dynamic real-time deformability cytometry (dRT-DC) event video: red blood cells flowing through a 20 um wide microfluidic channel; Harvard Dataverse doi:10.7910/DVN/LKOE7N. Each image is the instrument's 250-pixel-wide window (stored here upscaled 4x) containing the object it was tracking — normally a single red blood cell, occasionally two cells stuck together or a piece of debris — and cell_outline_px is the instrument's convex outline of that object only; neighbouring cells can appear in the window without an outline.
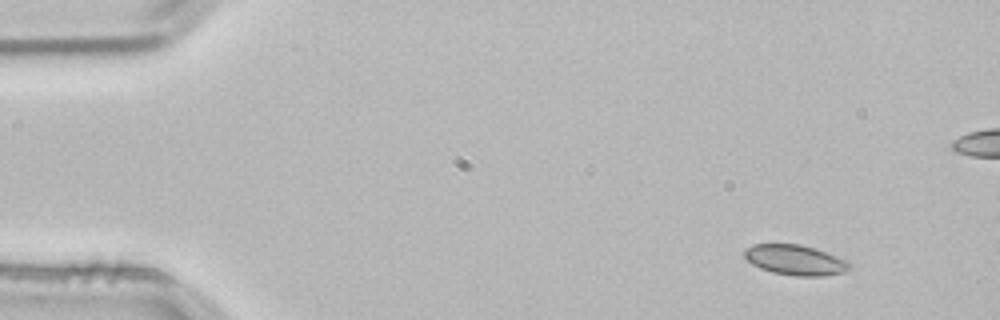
{"species": "common noctule bat (a hibernating species)", "species_latin": "Nyctalus noctula", "temperature_condition": "room temperature", "stored_images_in_passage": 3, "camera_frame_rate_fps": 3000, "um_per_image_px": 0.085, "animal": {"sex": "male", "body_mass_g": 21.5, "forearm_length_mm": 52.0}, "frame": {"image": 1, "passage_image": 1, "time_ms": 0.0, "image_size_px": [1000, 320], "cell_outline_px": [[852, 268], [844, 272], [824, 276], [796, 276], [772, 272], [760, 268], [752, 264], [744, 256], [744, 248], [752, 244], [800, 244], [848, 260], [852, 264]], "centroid_in_image_um": [67.6, 22.1], "position_along_channel_um": 17.4, "area_um2": 18.55}}